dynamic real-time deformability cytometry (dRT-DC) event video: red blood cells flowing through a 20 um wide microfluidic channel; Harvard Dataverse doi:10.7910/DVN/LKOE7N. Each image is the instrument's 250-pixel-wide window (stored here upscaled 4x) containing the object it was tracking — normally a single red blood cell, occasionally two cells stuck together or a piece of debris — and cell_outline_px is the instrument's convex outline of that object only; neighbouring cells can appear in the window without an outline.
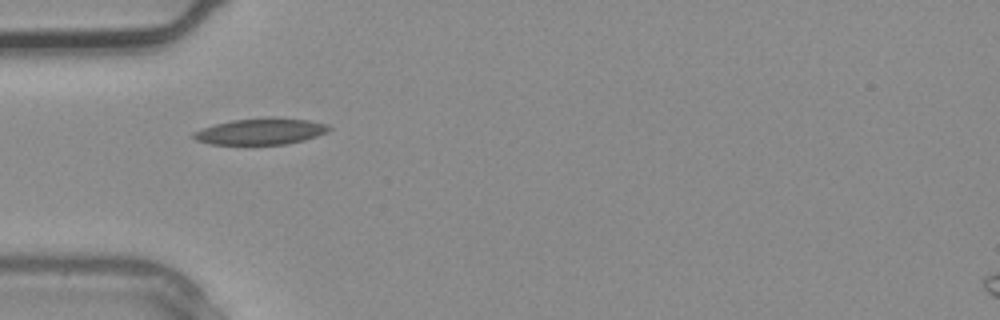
{"species": "common noctule bat (a hibernating species)", "species_latin": "Nyctalus noctula", "temperature_condition": "warm", "stored_images_in_passage": 1, "camera_frame_rate_fps": 3000, "um_per_image_px": 0.085, "animal": {"sex": "male", "body_mass_g": 20.4}, "frame": {"image": 1, "passage_image": 1, "time_ms": 0.0, "image_size_px": [1000, 320], "cell_outline_px": [[332, 128], [328, 132], [304, 140], [284, 144], [208, 144], [196, 140], [192, 136], [192, 132], [216, 124], [232, 120], [264, 116], [276, 116], [308, 120], [328, 124]], "centroid_in_image_um": [22.19, 11.14], "position_along_channel_um": 62.8, "area_um2": 21.04}}